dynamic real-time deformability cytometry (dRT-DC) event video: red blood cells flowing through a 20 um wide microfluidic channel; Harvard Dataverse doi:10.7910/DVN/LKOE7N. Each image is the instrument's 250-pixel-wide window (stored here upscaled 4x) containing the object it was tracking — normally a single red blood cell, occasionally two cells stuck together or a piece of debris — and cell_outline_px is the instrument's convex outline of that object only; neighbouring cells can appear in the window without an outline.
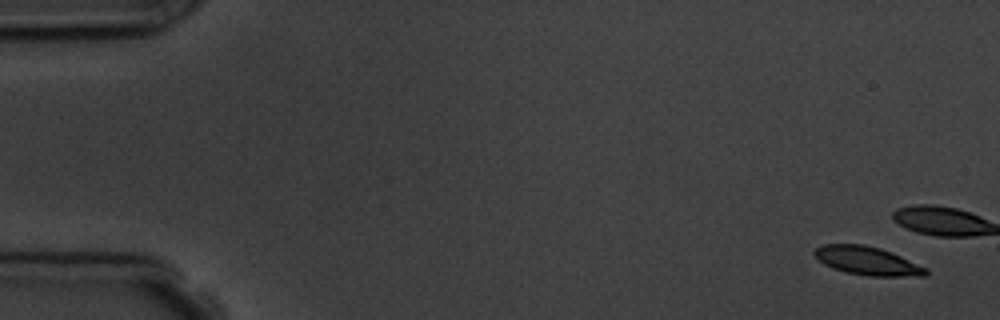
{"species": "common noctule bat (a hibernating species)", "species_latin": "Nyctalus noctula", "temperature_condition": "room temperature", "stored_images_in_passage": 9, "camera_frame_rate_fps": 3000, "um_per_image_px": 0.085, "animal": {"sex": "male", "body_mass_g": 19.5, "forearm_length_mm": 54.6}, "frame": {"image": 1, "passage_image": 1, "time_ms": 0.0, "image_size_px": [1000, 320], "cell_outline_px": [[928, 272], [924, 276], [868, 276], [844, 272], [832, 268], [824, 264], [812, 252], [816, 248], [824, 244], [864, 244], [880, 248], [892, 252], [928, 268]], "centroid_in_image_um": [73.74, 22.17], "position_along_channel_um": 11.3, "area_um2": 18.55}}
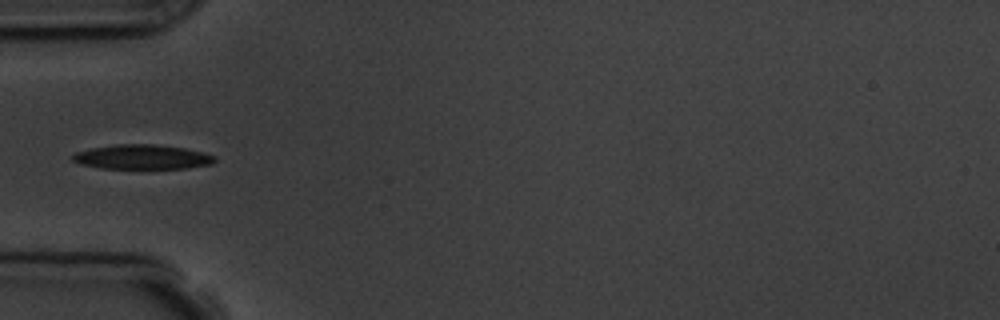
{"frame": {"image": 2, "passage_image": 6, "time_ms": 6.333, "image_size_px": [1000, 320], "cell_outline_px": [[216, 160], [212, 164], [188, 168], [100, 168], [80, 164], [72, 160], [72, 156], [76, 152], [92, 148], [116, 144], [156, 144], [184, 148], [204, 152], [216, 156]], "centroid_in_image_um": [12.12, 13.34], "position_along_channel_um": 72.9, "area_um2": 20.35}}